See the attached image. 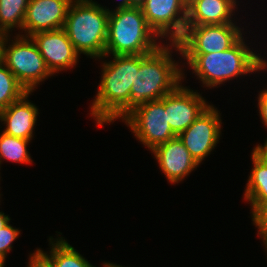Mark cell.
I'll return each mask as SVG.
<instances>
[{"label":"cell","instance_id":"obj_1","mask_svg":"<svg viewBox=\"0 0 267 267\" xmlns=\"http://www.w3.org/2000/svg\"><path fill=\"white\" fill-rule=\"evenodd\" d=\"M170 45H161L150 54H140V66L135 69L130 99L108 123L118 118L124 121L137 107L161 99L181 83L184 74L171 57Z\"/></svg>","mask_w":267,"mask_h":267},{"label":"cell","instance_id":"obj_2","mask_svg":"<svg viewBox=\"0 0 267 267\" xmlns=\"http://www.w3.org/2000/svg\"><path fill=\"white\" fill-rule=\"evenodd\" d=\"M243 36L229 49L209 54H182L204 86L212 88L233 77L267 68V62L246 46Z\"/></svg>","mask_w":267,"mask_h":267},{"label":"cell","instance_id":"obj_3","mask_svg":"<svg viewBox=\"0 0 267 267\" xmlns=\"http://www.w3.org/2000/svg\"><path fill=\"white\" fill-rule=\"evenodd\" d=\"M112 56L113 60L102 65L101 83L90 108L99 126L108 123L128 103L135 69L140 66V55Z\"/></svg>","mask_w":267,"mask_h":267},{"label":"cell","instance_id":"obj_4","mask_svg":"<svg viewBox=\"0 0 267 267\" xmlns=\"http://www.w3.org/2000/svg\"><path fill=\"white\" fill-rule=\"evenodd\" d=\"M109 12L92 0L72 1L63 29L79 54L98 59L105 56Z\"/></svg>","mask_w":267,"mask_h":267},{"label":"cell","instance_id":"obj_5","mask_svg":"<svg viewBox=\"0 0 267 267\" xmlns=\"http://www.w3.org/2000/svg\"><path fill=\"white\" fill-rule=\"evenodd\" d=\"M157 34L150 28L141 7L109 12L105 56L150 54L157 50Z\"/></svg>","mask_w":267,"mask_h":267},{"label":"cell","instance_id":"obj_6","mask_svg":"<svg viewBox=\"0 0 267 267\" xmlns=\"http://www.w3.org/2000/svg\"><path fill=\"white\" fill-rule=\"evenodd\" d=\"M7 37L9 35L3 41L2 61L26 91L33 92L40 82L53 74L31 37L18 34L8 48Z\"/></svg>","mask_w":267,"mask_h":267},{"label":"cell","instance_id":"obj_7","mask_svg":"<svg viewBox=\"0 0 267 267\" xmlns=\"http://www.w3.org/2000/svg\"><path fill=\"white\" fill-rule=\"evenodd\" d=\"M242 37L235 23L186 26V31L172 47L180 54H209L225 51Z\"/></svg>","mask_w":267,"mask_h":267},{"label":"cell","instance_id":"obj_8","mask_svg":"<svg viewBox=\"0 0 267 267\" xmlns=\"http://www.w3.org/2000/svg\"><path fill=\"white\" fill-rule=\"evenodd\" d=\"M124 120L137 139L151 151L177 137L168 123L165 96L137 107Z\"/></svg>","mask_w":267,"mask_h":267},{"label":"cell","instance_id":"obj_9","mask_svg":"<svg viewBox=\"0 0 267 267\" xmlns=\"http://www.w3.org/2000/svg\"><path fill=\"white\" fill-rule=\"evenodd\" d=\"M187 4L186 0H146L141 9L159 38L177 43L186 31Z\"/></svg>","mask_w":267,"mask_h":267},{"label":"cell","instance_id":"obj_10","mask_svg":"<svg viewBox=\"0 0 267 267\" xmlns=\"http://www.w3.org/2000/svg\"><path fill=\"white\" fill-rule=\"evenodd\" d=\"M218 110L210 105L178 137L198 163L216 147L221 135V118Z\"/></svg>","mask_w":267,"mask_h":267},{"label":"cell","instance_id":"obj_11","mask_svg":"<svg viewBox=\"0 0 267 267\" xmlns=\"http://www.w3.org/2000/svg\"><path fill=\"white\" fill-rule=\"evenodd\" d=\"M204 98L179 84L165 96V111L172 131L178 136L208 107Z\"/></svg>","mask_w":267,"mask_h":267},{"label":"cell","instance_id":"obj_12","mask_svg":"<svg viewBox=\"0 0 267 267\" xmlns=\"http://www.w3.org/2000/svg\"><path fill=\"white\" fill-rule=\"evenodd\" d=\"M52 74L72 68L80 55L63 28L38 32L30 36Z\"/></svg>","mask_w":267,"mask_h":267},{"label":"cell","instance_id":"obj_13","mask_svg":"<svg viewBox=\"0 0 267 267\" xmlns=\"http://www.w3.org/2000/svg\"><path fill=\"white\" fill-rule=\"evenodd\" d=\"M72 1L29 0L23 22V30L27 32L24 36L63 28Z\"/></svg>","mask_w":267,"mask_h":267},{"label":"cell","instance_id":"obj_14","mask_svg":"<svg viewBox=\"0 0 267 267\" xmlns=\"http://www.w3.org/2000/svg\"><path fill=\"white\" fill-rule=\"evenodd\" d=\"M159 168L171 183H179L184 180L198 163L191 157L190 152L184 146L179 137L158 145L152 150Z\"/></svg>","mask_w":267,"mask_h":267},{"label":"cell","instance_id":"obj_15","mask_svg":"<svg viewBox=\"0 0 267 267\" xmlns=\"http://www.w3.org/2000/svg\"><path fill=\"white\" fill-rule=\"evenodd\" d=\"M31 92H26L20 99L0 111V121L6 124L4 133L22 139L31 140L37 121L38 108L28 100Z\"/></svg>","mask_w":267,"mask_h":267},{"label":"cell","instance_id":"obj_16","mask_svg":"<svg viewBox=\"0 0 267 267\" xmlns=\"http://www.w3.org/2000/svg\"><path fill=\"white\" fill-rule=\"evenodd\" d=\"M236 0H190L187 4L186 26L233 23Z\"/></svg>","mask_w":267,"mask_h":267},{"label":"cell","instance_id":"obj_17","mask_svg":"<svg viewBox=\"0 0 267 267\" xmlns=\"http://www.w3.org/2000/svg\"><path fill=\"white\" fill-rule=\"evenodd\" d=\"M49 240L50 255L40 249L35 251V259L43 267H94L62 237L57 241H52V237Z\"/></svg>","mask_w":267,"mask_h":267},{"label":"cell","instance_id":"obj_18","mask_svg":"<svg viewBox=\"0 0 267 267\" xmlns=\"http://www.w3.org/2000/svg\"><path fill=\"white\" fill-rule=\"evenodd\" d=\"M253 168L246 185L244 197L250 201L253 214L262 204L267 203V162L254 151L251 155Z\"/></svg>","mask_w":267,"mask_h":267},{"label":"cell","instance_id":"obj_19","mask_svg":"<svg viewBox=\"0 0 267 267\" xmlns=\"http://www.w3.org/2000/svg\"><path fill=\"white\" fill-rule=\"evenodd\" d=\"M29 0H0V30L10 35V30L19 27L23 30V22Z\"/></svg>","mask_w":267,"mask_h":267},{"label":"cell","instance_id":"obj_20","mask_svg":"<svg viewBox=\"0 0 267 267\" xmlns=\"http://www.w3.org/2000/svg\"><path fill=\"white\" fill-rule=\"evenodd\" d=\"M30 140L17 138L4 132L0 134V164L2 159L19 163H32L27 145Z\"/></svg>","mask_w":267,"mask_h":267},{"label":"cell","instance_id":"obj_21","mask_svg":"<svg viewBox=\"0 0 267 267\" xmlns=\"http://www.w3.org/2000/svg\"><path fill=\"white\" fill-rule=\"evenodd\" d=\"M26 92V89L0 60V111L20 99Z\"/></svg>","mask_w":267,"mask_h":267},{"label":"cell","instance_id":"obj_22","mask_svg":"<svg viewBox=\"0 0 267 267\" xmlns=\"http://www.w3.org/2000/svg\"><path fill=\"white\" fill-rule=\"evenodd\" d=\"M20 231L13 228L9 222L0 230V256L6 258L7 253L11 250L13 241L18 238Z\"/></svg>","mask_w":267,"mask_h":267},{"label":"cell","instance_id":"obj_23","mask_svg":"<svg viewBox=\"0 0 267 267\" xmlns=\"http://www.w3.org/2000/svg\"><path fill=\"white\" fill-rule=\"evenodd\" d=\"M252 221L258 228V235L263 242L267 240V203L262 204L253 214Z\"/></svg>","mask_w":267,"mask_h":267},{"label":"cell","instance_id":"obj_24","mask_svg":"<svg viewBox=\"0 0 267 267\" xmlns=\"http://www.w3.org/2000/svg\"><path fill=\"white\" fill-rule=\"evenodd\" d=\"M258 108L262 123L267 127V89L261 91L258 96Z\"/></svg>","mask_w":267,"mask_h":267},{"label":"cell","instance_id":"obj_25","mask_svg":"<svg viewBox=\"0 0 267 267\" xmlns=\"http://www.w3.org/2000/svg\"><path fill=\"white\" fill-rule=\"evenodd\" d=\"M253 151L261 157L265 162H267V139L264 145L260 146L259 144L253 149Z\"/></svg>","mask_w":267,"mask_h":267},{"label":"cell","instance_id":"obj_26","mask_svg":"<svg viewBox=\"0 0 267 267\" xmlns=\"http://www.w3.org/2000/svg\"><path fill=\"white\" fill-rule=\"evenodd\" d=\"M28 267H43L36 259H35V252L31 254Z\"/></svg>","mask_w":267,"mask_h":267},{"label":"cell","instance_id":"obj_27","mask_svg":"<svg viewBox=\"0 0 267 267\" xmlns=\"http://www.w3.org/2000/svg\"><path fill=\"white\" fill-rule=\"evenodd\" d=\"M10 221L8 215H4V213L0 212V230Z\"/></svg>","mask_w":267,"mask_h":267},{"label":"cell","instance_id":"obj_28","mask_svg":"<svg viewBox=\"0 0 267 267\" xmlns=\"http://www.w3.org/2000/svg\"><path fill=\"white\" fill-rule=\"evenodd\" d=\"M128 8H132V6L130 5L129 0H122V2L120 4H118V7H116V10H118V9H128Z\"/></svg>","mask_w":267,"mask_h":267},{"label":"cell","instance_id":"obj_29","mask_svg":"<svg viewBox=\"0 0 267 267\" xmlns=\"http://www.w3.org/2000/svg\"><path fill=\"white\" fill-rule=\"evenodd\" d=\"M132 7H142L146 0H129Z\"/></svg>","mask_w":267,"mask_h":267},{"label":"cell","instance_id":"obj_30","mask_svg":"<svg viewBox=\"0 0 267 267\" xmlns=\"http://www.w3.org/2000/svg\"><path fill=\"white\" fill-rule=\"evenodd\" d=\"M7 35L0 30V60H2V46H3V41Z\"/></svg>","mask_w":267,"mask_h":267},{"label":"cell","instance_id":"obj_31","mask_svg":"<svg viewBox=\"0 0 267 267\" xmlns=\"http://www.w3.org/2000/svg\"><path fill=\"white\" fill-rule=\"evenodd\" d=\"M5 258L4 257H2V256H0V267H4V262H5Z\"/></svg>","mask_w":267,"mask_h":267},{"label":"cell","instance_id":"obj_32","mask_svg":"<svg viewBox=\"0 0 267 267\" xmlns=\"http://www.w3.org/2000/svg\"><path fill=\"white\" fill-rule=\"evenodd\" d=\"M109 267H122L121 265H116V264H113V263H109Z\"/></svg>","mask_w":267,"mask_h":267},{"label":"cell","instance_id":"obj_33","mask_svg":"<svg viewBox=\"0 0 267 267\" xmlns=\"http://www.w3.org/2000/svg\"><path fill=\"white\" fill-rule=\"evenodd\" d=\"M265 244V249L267 250V240L263 242Z\"/></svg>","mask_w":267,"mask_h":267},{"label":"cell","instance_id":"obj_34","mask_svg":"<svg viewBox=\"0 0 267 267\" xmlns=\"http://www.w3.org/2000/svg\"><path fill=\"white\" fill-rule=\"evenodd\" d=\"M104 267H109V263H104Z\"/></svg>","mask_w":267,"mask_h":267}]
</instances>
